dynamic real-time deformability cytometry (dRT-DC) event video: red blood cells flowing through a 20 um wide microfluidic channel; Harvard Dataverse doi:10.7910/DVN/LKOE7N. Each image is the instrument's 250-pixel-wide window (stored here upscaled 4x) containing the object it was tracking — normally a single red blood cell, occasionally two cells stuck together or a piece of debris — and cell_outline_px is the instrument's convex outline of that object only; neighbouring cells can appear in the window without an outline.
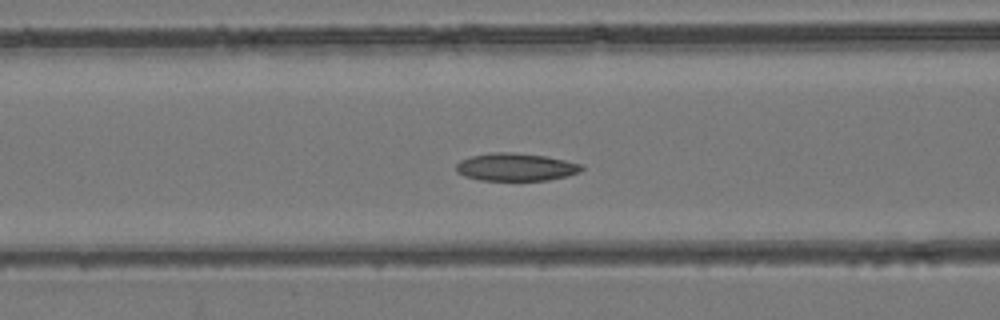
{"species": "common noctule bat (a hibernating species)", "species_latin": "Nyctalus noctula", "temperature_condition": "room temperature", "stored_images_in_passage": 48, "camera_frame_rate_fps": 3000, "um_per_image_px": 0.085, "animal": {"sex": "female", "body_mass_g": 24.6, "forearm_length_mm": 56.2}, "frame": {"image": 1, "passage_image": 20, "time_ms": 6.333, "image_size_px": [1000, 320], "cell_outline_px": [[584, 168], [580, 172], [568, 176], [548, 180], [480, 180], [464, 176], [456, 172], [456, 164], [460, 160], [472, 156], [488, 152], [512, 152], [544, 156], [584, 164]], "centroid_in_image_um": [43.85, 14.2], "position_along_channel_um": 122.8, "area_um2": 20.4}}
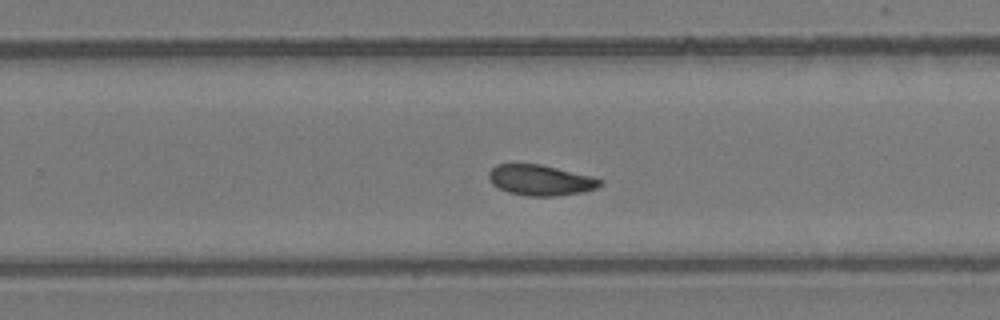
{"frame": {"image": 2, "passage_image": 31, "time_ms": 10.0, "image_size_px": [1000, 320], "cell_outline_px": [[604, 184], [596, 188], [584, 192], [556, 196], [528, 196], [508, 192], [492, 184], [488, 176], [488, 172], [496, 164], [540, 164], [592, 176], [604, 180]], "centroid_in_image_um": [45.97, 15.31], "position_along_channel_um": 283.8, "area_um2": 19.94}}
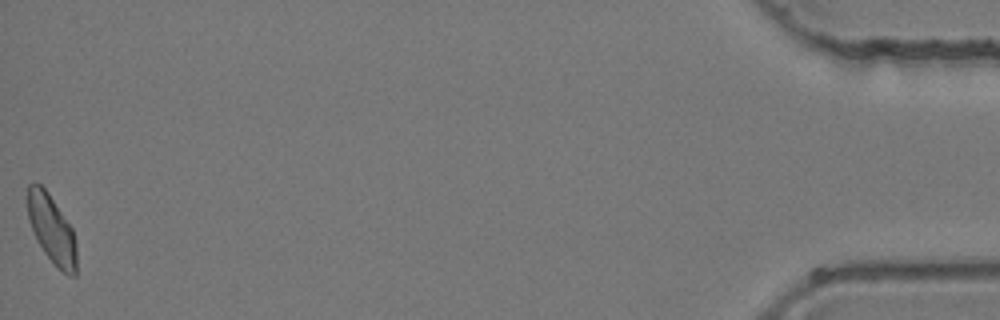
{"frame": {"image": 3, "passage_image": 48, "time_ms": 15.667, "image_size_px": [1000, 320], "cell_outline_px": [[76, 276], [68, 276], [44, 252], [32, 228], [28, 216], [28, 184], [40, 184], [48, 192], [72, 228], [76, 244]], "centroid_in_image_um": [4.42, 19.48], "position_along_channel_um": 430.8, "area_um2": 18.9}}